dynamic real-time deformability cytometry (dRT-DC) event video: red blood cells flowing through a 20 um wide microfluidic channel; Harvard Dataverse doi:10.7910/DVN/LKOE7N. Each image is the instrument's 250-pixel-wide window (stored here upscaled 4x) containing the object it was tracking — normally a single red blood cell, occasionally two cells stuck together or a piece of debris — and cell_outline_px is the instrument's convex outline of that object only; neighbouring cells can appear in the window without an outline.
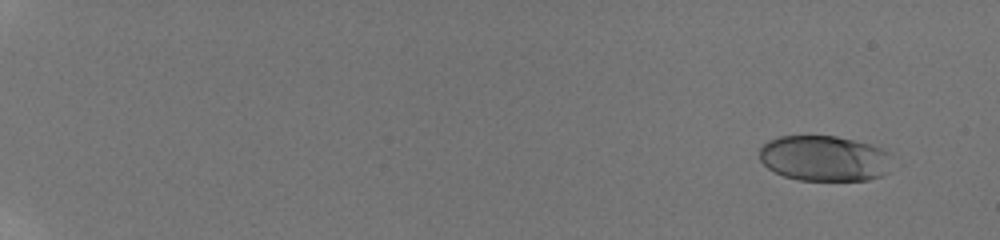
{"species": "human", "species_latin": "Homo sapiens", "temperature_condition": "room temperature", "stored_images_in_passage": 15, "camera_frame_rate_fps": 3000, "um_per_image_px": 0.085, "donor": {"sex": "male"}, "frame": {"image": 1, "passage_image": 3, "time_ms": 1.333, "image_size_px": [1000, 240], "cell_outline_px": [[904, 164], [884, 176], [868, 180], [800, 180], [784, 176], [768, 168], [760, 160], [760, 148], [768, 140], [780, 136], [836, 136], [868, 144], [880, 148], [888, 152]], "centroid_in_image_um": [70.25, 13.48], "position_along_channel_um": 14.8, "area_um2": 36.24}}